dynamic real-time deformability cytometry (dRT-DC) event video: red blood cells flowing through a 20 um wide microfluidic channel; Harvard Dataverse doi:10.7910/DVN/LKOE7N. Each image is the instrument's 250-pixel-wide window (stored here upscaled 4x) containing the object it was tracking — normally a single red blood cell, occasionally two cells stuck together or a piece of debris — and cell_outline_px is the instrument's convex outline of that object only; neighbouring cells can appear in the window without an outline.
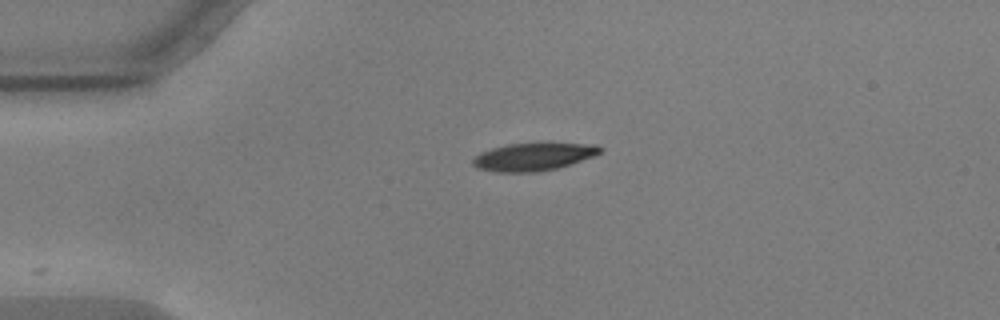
{"species": "common noctule bat (a hibernating species)", "species_latin": "Nyctalus noctula", "temperature_condition": "warm", "stored_images_in_passage": 13, "camera_frame_rate_fps": 3000, "um_per_image_px": 0.085, "animal": {"sex": "male", "body_mass_g": 17.9, "forearm_length_mm": 54.2}, "frame": {"image": 1, "passage_image": 1, "time_ms": 0.0, "image_size_px": [1000, 320], "cell_outline_px": [[604, 148], [596, 156], [556, 168], [536, 172], [496, 172], [476, 168], [472, 164], [472, 160], [480, 152], [492, 148], [508, 144], [596, 144]], "centroid_in_image_um": [45.33, 13.34], "position_along_channel_um": 39.7, "area_um2": 20.35}}
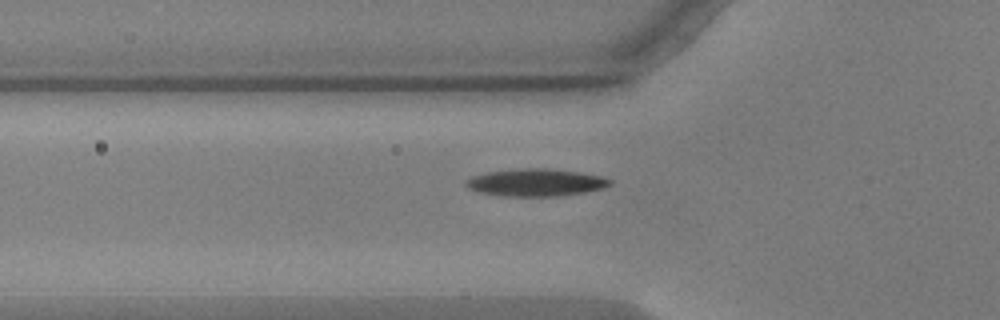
{"frame": {"image": 2, "passage_image": 7, "time_ms": 2.0, "image_size_px": [1000, 320], "cell_outline_px": [[612, 184], [604, 188], [584, 192], [560, 196], [504, 196], [476, 192], [468, 188], [464, 184], [464, 180], [472, 176], [488, 172], [520, 168], [548, 168], [580, 172], [604, 176], [612, 180]], "centroid_in_image_um": [45.54, 15.51], "position_along_channel_um": 80.3, "area_um2": 23.29}}
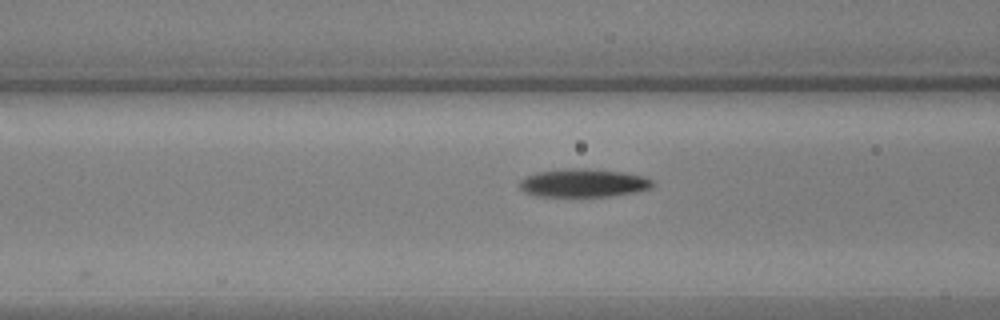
{"frame": {"image": 3, "passage_image": 10, "time_ms": 3.0, "image_size_px": [1000, 320], "cell_outline_px": [[656, 184], [652, 188], [612, 196], [536, 196], [524, 192], [520, 188], [520, 180], [536, 172], [568, 168], [584, 168], [620, 172], [644, 176], [652, 180]], "centroid_in_image_um": [49.59, 15.55], "position_along_channel_um": 117.0, "area_um2": 21.79}}